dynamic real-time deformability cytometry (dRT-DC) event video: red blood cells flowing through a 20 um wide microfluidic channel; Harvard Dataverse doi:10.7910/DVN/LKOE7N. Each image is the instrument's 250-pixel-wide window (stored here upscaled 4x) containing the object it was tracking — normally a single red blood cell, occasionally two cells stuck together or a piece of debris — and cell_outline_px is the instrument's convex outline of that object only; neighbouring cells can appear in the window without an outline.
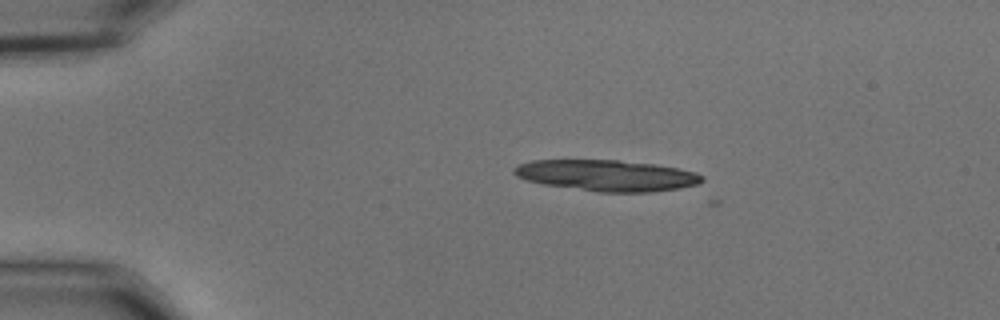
{"species": "common noctule bat (a hibernating species)", "species_latin": "Nyctalus noctula", "temperature_condition": "cold", "stored_images_in_passage": 2, "camera_frame_rate_fps": 3000, "um_per_image_px": 0.085, "animal": {"sex": "male", "body_mass_g": 15.6}, "frame": {"image": 1, "passage_image": 1, "time_ms": 0.0, "image_size_px": [1000, 320], "cell_outline_px": [[704, 180], [696, 184], [680, 188], [652, 192], [596, 192], [544, 184], [528, 180], [516, 176], [512, 172], [512, 168], [520, 164], [532, 160], [620, 160], [656, 164], [680, 168], [696, 172], [704, 176]], "centroid_in_image_um": [51.6, 14.91], "position_along_channel_um": 33.4, "area_um2": 34.28}}